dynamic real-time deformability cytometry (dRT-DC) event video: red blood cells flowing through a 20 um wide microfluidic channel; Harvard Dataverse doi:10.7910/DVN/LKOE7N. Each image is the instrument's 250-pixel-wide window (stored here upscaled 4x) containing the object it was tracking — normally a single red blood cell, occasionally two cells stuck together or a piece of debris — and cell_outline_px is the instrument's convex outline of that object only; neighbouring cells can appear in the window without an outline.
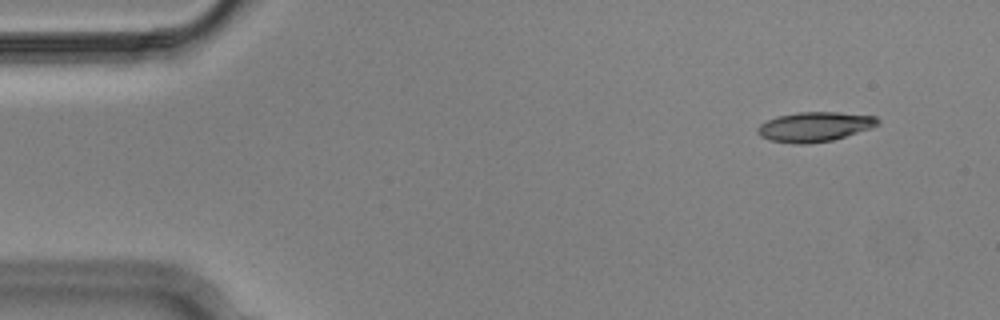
{"species": "Egyptian fruit bat (a non-hibernating species)", "species_latin": "Rousettus aegyptiacus", "temperature_condition": "cold", "stored_images_in_passage": 6, "camera_frame_rate_fps": 3000, "um_per_image_px": 0.085, "animal": {"sex": "male"}, "frame": {"image": 1, "passage_image": 2, "time_ms": 0.333, "image_size_px": [1000, 320], "cell_outline_px": [[880, 124], [872, 128], [832, 140], [808, 144], [796, 144], [768, 140], [760, 136], [756, 132], [756, 128], [760, 124], [768, 120], [780, 116], [796, 112], [840, 112], [876, 116], [880, 120]], "centroid_in_image_um": [69.26, 10.77], "position_along_channel_um": 15.7, "area_um2": 20.92}}